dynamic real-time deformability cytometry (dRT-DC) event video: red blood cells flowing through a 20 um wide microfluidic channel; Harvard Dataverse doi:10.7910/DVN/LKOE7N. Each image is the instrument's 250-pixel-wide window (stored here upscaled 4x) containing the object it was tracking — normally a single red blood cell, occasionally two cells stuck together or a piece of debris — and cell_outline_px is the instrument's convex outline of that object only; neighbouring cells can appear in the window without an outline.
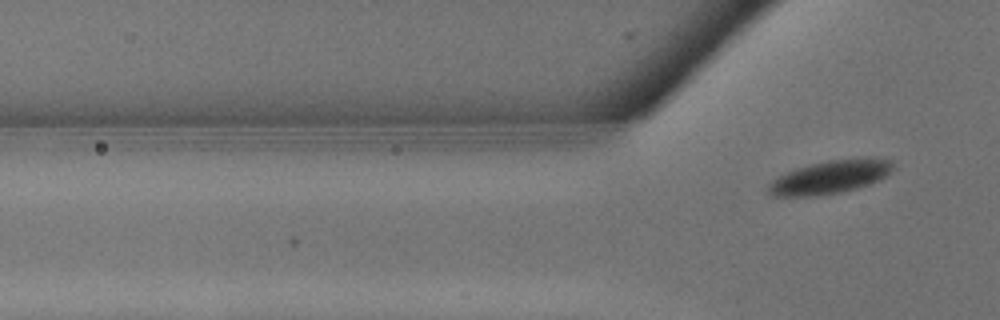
{"species": "common noctule bat (a hibernating species)", "species_latin": "Nyctalus noctula", "temperature_condition": "warm", "stored_images_in_passage": 2, "camera_frame_rate_fps": 3000, "um_per_image_px": 0.085, "animal": {"sex": "male", "body_mass_g": 13.3}, "frame": {"image": 1, "passage_image": 2, "time_ms": 0.333, "image_size_px": [1000, 320], "cell_outline_px": [[896, 168], [888, 176], [880, 180], [856, 188], [840, 192], [820, 196], [772, 196], [768, 192], [768, 184], [772, 180], [796, 168], [828, 160], [864, 156], [892, 160]], "centroid_in_image_um": [70.65, 15.03], "position_along_channel_um": 55.2, "area_um2": 24.57}}